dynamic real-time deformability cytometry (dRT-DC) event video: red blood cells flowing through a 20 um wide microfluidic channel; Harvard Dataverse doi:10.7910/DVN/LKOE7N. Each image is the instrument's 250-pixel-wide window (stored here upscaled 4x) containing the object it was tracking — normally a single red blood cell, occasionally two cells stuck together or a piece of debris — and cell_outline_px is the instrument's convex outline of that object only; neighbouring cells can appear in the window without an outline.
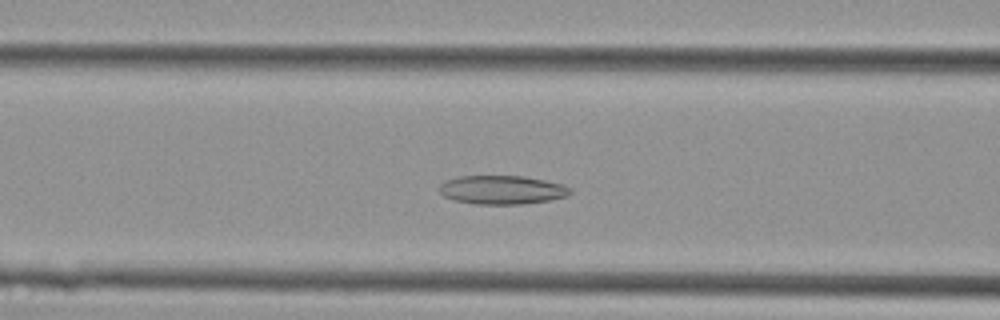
{"species": "Egyptian fruit bat (a non-hibernating species)", "species_latin": "Rousettus aegyptiacus", "temperature_condition": "cold", "stored_images_in_passage": 30, "camera_frame_rate_fps": 3000, "um_per_image_px": 0.085, "animal": {"sex": "female"}, "frame": {"image": 1, "passage_image": 12, "time_ms": 3.667, "image_size_px": [1000, 320], "cell_outline_px": [[572, 192], [568, 196], [548, 200], [524, 204], [476, 204], [452, 200], [444, 196], [440, 192], [440, 184], [448, 180], [460, 176], [524, 176], [564, 184], [572, 188]], "centroid_in_image_um": [42.71, 16.14], "position_along_channel_um": 123.9, "area_um2": 21.96}}
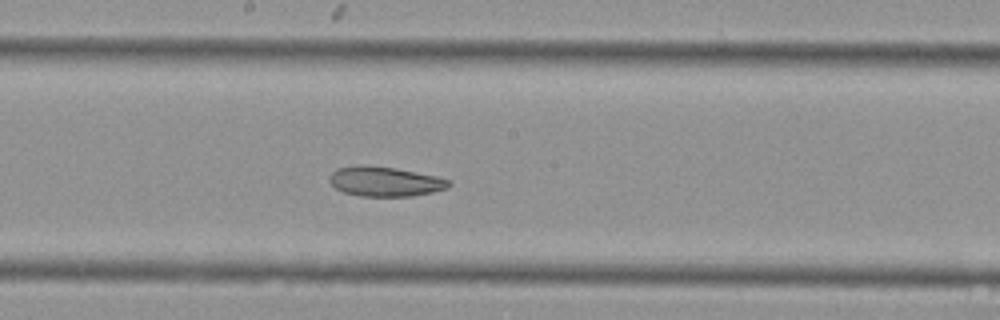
{"frame": {"image": 2, "passage_image": 18, "time_ms": 5.667, "image_size_px": [1000, 320], "cell_outline_px": [[452, 184], [448, 188], [432, 192], [412, 196], [360, 196], [344, 192], [336, 188], [328, 180], [328, 176], [336, 168], [360, 164], [368, 164], [396, 168], [436, 176], [448, 180]], "centroid_in_image_um": [32.69, 15.41], "position_along_channel_um": 215.5, "area_um2": 20.87}}
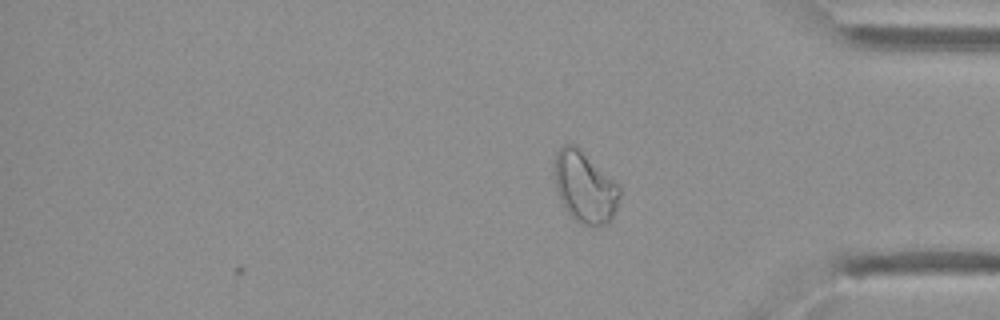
{"frame": {"image": 3, "passage_image": 30, "time_ms": 9.667, "image_size_px": [1000, 320], "cell_outline_px": [[620, 196], [612, 220], [608, 224], [584, 224], [576, 220], [564, 208], [560, 200], [552, 176], [552, 164], [556, 152], [564, 144], [576, 144], [616, 180], [620, 188]], "centroid_in_image_um": [49.68, 15.84], "position_along_channel_um": 385.5, "area_um2": 27.69}}